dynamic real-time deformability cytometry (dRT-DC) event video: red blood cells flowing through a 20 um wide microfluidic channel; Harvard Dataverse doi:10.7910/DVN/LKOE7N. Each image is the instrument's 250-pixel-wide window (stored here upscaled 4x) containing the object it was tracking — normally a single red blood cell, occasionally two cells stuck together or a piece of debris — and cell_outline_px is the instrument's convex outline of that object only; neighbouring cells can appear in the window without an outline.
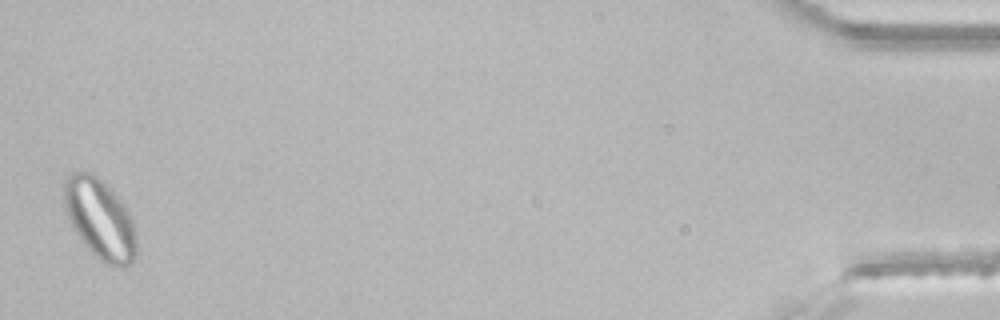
{"species": "common noctule bat (a hibernating species)", "species_latin": "Nyctalus noctula", "temperature_condition": "room temperature", "stored_images_in_passage": 47, "segment_of_instrument_passage": [2, 2], "camera_frame_rate_fps": 3000, "um_per_image_px": 0.085, "animal": {"sex": "male", "body_mass_g": 21.5, "forearm_length_mm": 52.0}, "frame": {"image": 1, "passage_image": 47, "time_ms": 15.333, "image_size_px": [1000, 320], "cell_outline_px": [[136, 256], [132, 264], [124, 268], [112, 268], [104, 264], [88, 248], [76, 232], [64, 208], [64, 180], [72, 172], [92, 172], [104, 180], [124, 204], [132, 220], [136, 236]], "centroid_in_image_um": [8.52, 18.63], "position_along_channel_um": 426.7, "area_um2": 34.1}}